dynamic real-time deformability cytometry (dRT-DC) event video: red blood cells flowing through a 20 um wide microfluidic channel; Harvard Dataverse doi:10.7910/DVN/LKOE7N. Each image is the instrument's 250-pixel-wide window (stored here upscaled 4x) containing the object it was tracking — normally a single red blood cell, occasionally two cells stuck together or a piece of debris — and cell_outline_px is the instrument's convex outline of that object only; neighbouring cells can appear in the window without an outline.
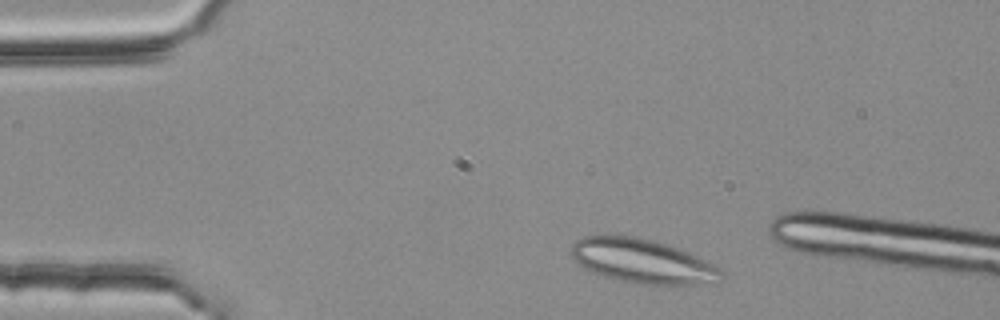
{"species": "common noctule bat (a hibernating species)", "species_latin": "Nyctalus noctula", "temperature_condition": "room temperature", "stored_images_in_passage": 8, "camera_frame_rate_fps": 3000, "um_per_image_px": 0.085, "animal": {"sex": "female", "body_mass_g": 25.1}, "frame": {"image": 1, "passage_image": 3, "time_ms": 0.667, "image_size_px": [1000, 320], "cell_outline_px": [[724, 276], [720, 284], [640, 284], [620, 280], [604, 276], [592, 272], [584, 268], [572, 256], [572, 244], [576, 240], [584, 236], [636, 236], [652, 240], [680, 248], [720, 268], [724, 272]], "centroid_in_image_um": [54.67, 22.21], "position_along_channel_um": 30.3, "area_um2": 38.55}}